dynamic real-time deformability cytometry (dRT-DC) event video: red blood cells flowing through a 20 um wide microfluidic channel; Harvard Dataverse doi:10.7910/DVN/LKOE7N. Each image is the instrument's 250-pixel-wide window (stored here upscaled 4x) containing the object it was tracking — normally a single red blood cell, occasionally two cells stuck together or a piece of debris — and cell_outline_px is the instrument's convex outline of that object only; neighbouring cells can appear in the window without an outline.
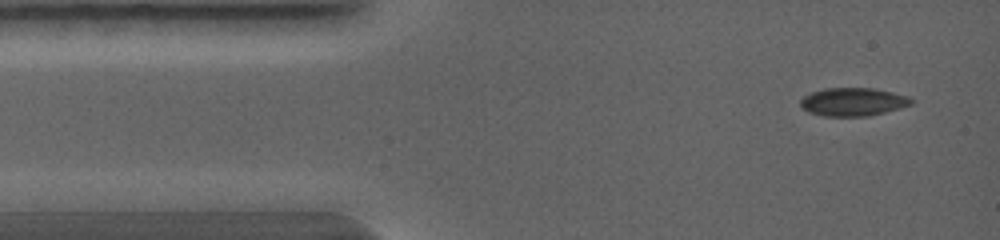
{"species": "common noctule bat (a hibernating species)", "species_latin": "Nyctalus noctula", "temperature_condition": "warm", "stored_images_in_passage": 23, "camera_frame_rate_fps": 5000, "um_per_image_px": 0.085, "animal": {"sex": "female", "body_mass_g": 19.0, "forearm_length_mm": 56.7}, "frame": {"image": 1, "passage_image": 1, "time_ms": 0.0, "image_size_px": [1000, 240], "cell_outline_px": [[912, 104], [900, 108], [868, 116], [824, 116], [808, 112], [800, 108], [800, 100], [804, 96], [812, 92], [824, 88], [876, 88], [908, 96], [912, 100]], "centroid_in_image_um": [72.48, 8.65], "position_along_channel_um": 12.5, "area_um2": 18.26}}
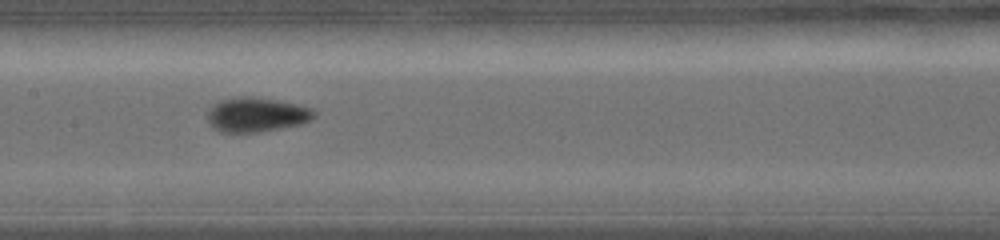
{"frame": {"image": 2, "passage_image": 7, "time_ms": 3.6, "image_size_px": [1000, 240], "cell_outline_px": [[316, 116], [304, 124], [260, 132], [220, 132], [212, 128], [208, 120], [208, 112], [220, 100], [240, 96], [244, 96], [276, 100], [296, 104], [312, 108], [316, 112]], "centroid_in_image_um": [21.84, 9.76], "position_along_channel_um": 185.6, "area_um2": 21.39}}
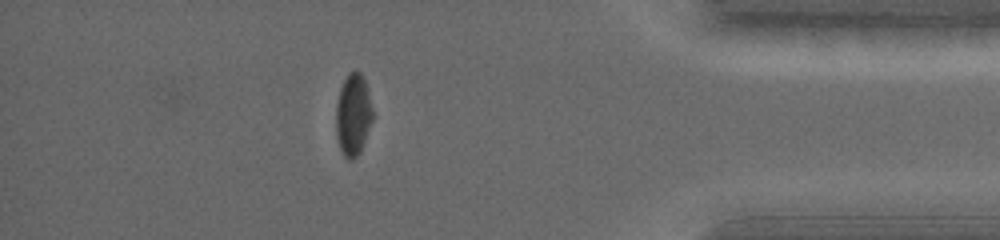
{"frame": {"image": 3, "passage_image": 17, "time_ms": 7.4, "image_size_px": [1000, 240], "cell_outline_px": [[376, 116], [360, 152], [352, 160], [344, 156], [340, 148], [336, 136], [336, 104], [340, 88], [348, 72], [356, 68], [360, 72], [364, 80]], "centroid_in_image_um": [30.05, 9.73], "position_along_channel_um": 405.2, "area_um2": 17.98}}